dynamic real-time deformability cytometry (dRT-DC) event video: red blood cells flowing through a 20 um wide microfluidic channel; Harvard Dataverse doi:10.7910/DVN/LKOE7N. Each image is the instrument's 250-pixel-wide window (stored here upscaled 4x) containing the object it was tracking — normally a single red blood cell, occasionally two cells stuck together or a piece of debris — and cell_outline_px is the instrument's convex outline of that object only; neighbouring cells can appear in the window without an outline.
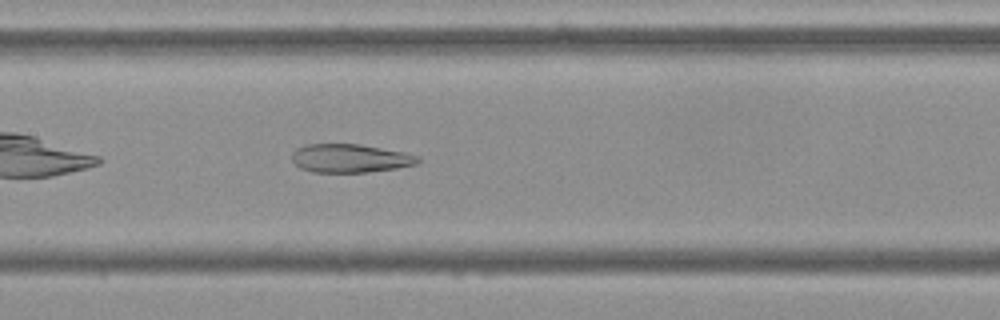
{"species": "Egyptian fruit bat (a non-hibernating species)", "species_latin": "Rousettus aegyptiacus", "temperature_condition": "cold", "stored_images_in_passage": 39, "camera_frame_rate_fps": 3000, "um_per_image_px": 0.085, "frame": {"image": 1, "passage_image": 11, "time_ms": 3.333, "image_size_px": [1000, 320], "cell_outline_px": [[420, 160], [416, 164], [396, 168], [364, 172], [312, 172], [300, 168], [292, 160], [292, 152], [296, 148], [304, 144], [360, 144], [404, 152], [420, 156]], "centroid_in_image_um": [29.74, 13.44], "position_along_channel_um": 177.7, "area_um2": 20.92}}
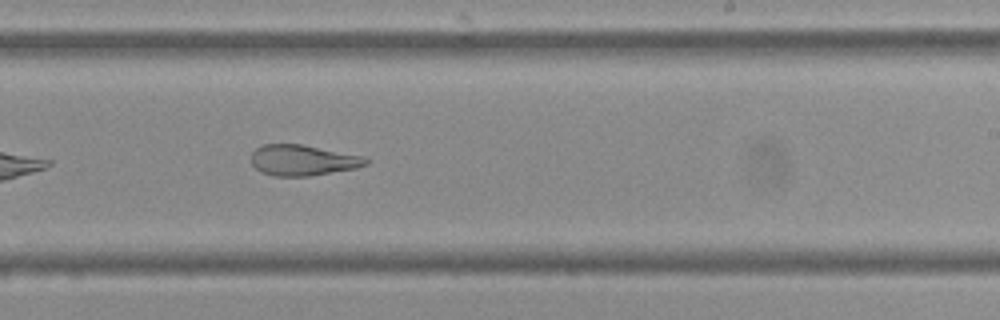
{"frame": {"image": 2, "passage_image": 18, "time_ms": 5.667, "image_size_px": [1000, 320], "cell_outline_px": [[368, 164], [356, 168], [308, 176], [272, 176], [260, 172], [252, 164], [252, 152], [260, 144], [304, 144], [364, 156], [368, 160]], "centroid_in_image_um": [25.73, 13.61], "position_along_channel_um": 263.3, "area_um2": 20.69}}
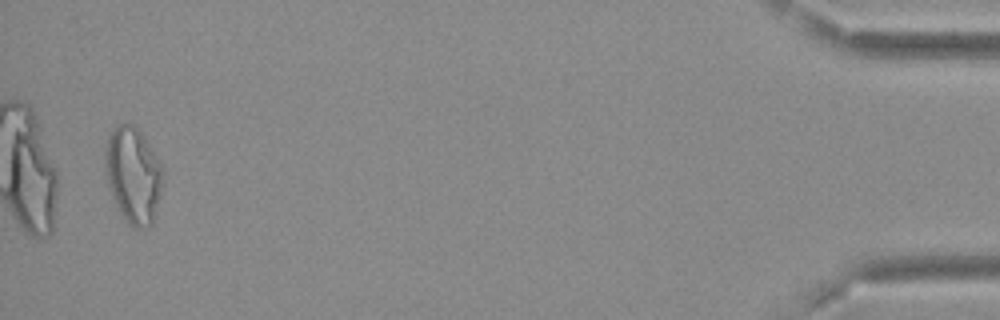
{"frame": {"image": 3, "passage_image": 38, "time_ms": 12.333, "image_size_px": [1000, 320], "cell_outline_px": [[164, 184], [152, 224], [148, 228], [132, 228], [124, 220], [112, 196], [108, 184], [104, 164], [104, 152], [108, 136], [116, 124], [132, 124], [144, 136], [164, 168]], "centroid_in_image_um": [11.34, 14.9], "position_along_channel_um": 423.9, "area_um2": 32.83}, "authors_computed_cell_mechanics": {"area_um2": 23.7558, "velocity_mm_per_s": 3.6819, "shape_relaxation_time_tau1_ms": null, "shape_relaxation_time_tau2_ms": 3.028, "deformation_change_tau1": null, "deformation_change_tau2": 0.1235}}